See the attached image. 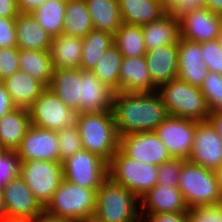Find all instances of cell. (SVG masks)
Returning <instances> with one entry per match:
<instances>
[{
    "mask_svg": "<svg viewBox=\"0 0 222 222\" xmlns=\"http://www.w3.org/2000/svg\"><path fill=\"white\" fill-rule=\"evenodd\" d=\"M111 111L119 137L154 131L168 116L158 91L115 92Z\"/></svg>",
    "mask_w": 222,
    "mask_h": 222,
    "instance_id": "cell-1",
    "label": "cell"
},
{
    "mask_svg": "<svg viewBox=\"0 0 222 222\" xmlns=\"http://www.w3.org/2000/svg\"><path fill=\"white\" fill-rule=\"evenodd\" d=\"M76 125L83 149L109 162L119 149V135L112 111L78 113Z\"/></svg>",
    "mask_w": 222,
    "mask_h": 222,
    "instance_id": "cell-2",
    "label": "cell"
},
{
    "mask_svg": "<svg viewBox=\"0 0 222 222\" xmlns=\"http://www.w3.org/2000/svg\"><path fill=\"white\" fill-rule=\"evenodd\" d=\"M158 90L168 115L198 122L207 121L210 112L200 87L176 78L161 85Z\"/></svg>",
    "mask_w": 222,
    "mask_h": 222,
    "instance_id": "cell-3",
    "label": "cell"
},
{
    "mask_svg": "<svg viewBox=\"0 0 222 222\" xmlns=\"http://www.w3.org/2000/svg\"><path fill=\"white\" fill-rule=\"evenodd\" d=\"M178 189L189 209L219 206L222 200L215 173L188 160L182 165Z\"/></svg>",
    "mask_w": 222,
    "mask_h": 222,
    "instance_id": "cell-4",
    "label": "cell"
},
{
    "mask_svg": "<svg viewBox=\"0 0 222 222\" xmlns=\"http://www.w3.org/2000/svg\"><path fill=\"white\" fill-rule=\"evenodd\" d=\"M138 197L109 177L97 189L95 214L104 222H141Z\"/></svg>",
    "mask_w": 222,
    "mask_h": 222,
    "instance_id": "cell-5",
    "label": "cell"
},
{
    "mask_svg": "<svg viewBox=\"0 0 222 222\" xmlns=\"http://www.w3.org/2000/svg\"><path fill=\"white\" fill-rule=\"evenodd\" d=\"M96 194L97 189L81 187L63 179L44 210L77 222L95 213Z\"/></svg>",
    "mask_w": 222,
    "mask_h": 222,
    "instance_id": "cell-6",
    "label": "cell"
},
{
    "mask_svg": "<svg viewBox=\"0 0 222 222\" xmlns=\"http://www.w3.org/2000/svg\"><path fill=\"white\" fill-rule=\"evenodd\" d=\"M158 166L136 161L120 149L108 162V177L133 192L138 198L157 184Z\"/></svg>",
    "mask_w": 222,
    "mask_h": 222,
    "instance_id": "cell-7",
    "label": "cell"
},
{
    "mask_svg": "<svg viewBox=\"0 0 222 222\" xmlns=\"http://www.w3.org/2000/svg\"><path fill=\"white\" fill-rule=\"evenodd\" d=\"M20 176L44 208L63 180V165L48 160L21 161Z\"/></svg>",
    "mask_w": 222,
    "mask_h": 222,
    "instance_id": "cell-8",
    "label": "cell"
},
{
    "mask_svg": "<svg viewBox=\"0 0 222 222\" xmlns=\"http://www.w3.org/2000/svg\"><path fill=\"white\" fill-rule=\"evenodd\" d=\"M27 109L31 124L40 128L58 131L77 123L78 112L67 107L49 88Z\"/></svg>",
    "mask_w": 222,
    "mask_h": 222,
    "instance_id": "cell-9",
    "label": "cell"
},
{
    "mask_svg": "<svg viewBox=\"0 0 222 222\" xmlns=\"http://www.w3.org/2000/svg\"><path fill=\"white\" fill-rule=\"evenodd\" d=\"M63 179L81 187L98 189L108 178V162L82 149L62 162Z\"/></svg>",
    "mask_w": 222,
    "mask_h": 222,
    "instance_id": "cell-10",
    "label": "cell"
},
{
    "mask_svg": "<svg viewBox=\"0 0 222 222\" xmlns=\"http://www.w3.org/2000/svg\"><path fill=\"white\" fill-rule=\"evenodd\" d=\"M119 149L128 157L159 166L173 159L154 131L138 132L119 137Z\"/></svg>",
    "mask_w": 222,
    "mask_h": 222,
    "instance_id": "cell-11",
    "label": "cell"
},
{
    "mask_svg": "<svg viewBox=\"0 0 222 222\" xmlns=\"http://www.w3.org/2000/svg\"><path fill=\"white\" fill-rule=\"evenodd\" d=\"M198 121L168 115L154 130L173 158L188 160Z\"/></svg>",
    "mask_w": 222,
    "mask_h": 222,
    "instance_id": "cell-12",
    "label": "cell"
},
{
    "mask_svg": "<svg viewBox=\"0 0 222 222\" xmlns=\"http://www.w3.org/2000/svg\"><path fill=\"white\" fill-rule=\"evenodd\" d=\"M188 161L213 172L222 167V139L208 121L196 124Z\"/></svg>",
    "mask_w": 222,
    "mask_h": 222,
    "instance_id": "cell-13",
    "label": "cell"
},
{
    "mask_svg": "<svg viewBox=\"0 0 222 222\" xmlns=\"http://www.w3.org/2000/svg\"><path fill=\"white\" fill-rule=\"evenodd\" d=\"M58 145L57 131L31 124L16 152L21 161L48 160L60 162Z\"/></svg>",
    "mask_w": 222,
    "mask_h": 222,
    "instance_id": "cell-14",
    "label": "cell"
},
{
    "mask_svg": "<svg viewBox=\"0 0 222 222\" xmlns=\"http://www.w3.org/2000/svg\"><path fill=\"white\" fill-rule=\"evenodd\" d=\"M180 37L192 42L217 40L222 29V15L206 7L190 11L179 19Z\"/></svg>",
    "mask_w": 222,
    "mask_h": 222,
    "instance_id": "cell-15",
    "label": "cell"
},
{
    "mask_svg": "<svg viewBox=\"0 0 222 222\" xmlns=\"http://www.w3.org/2000/svg\"><path fill=\"white\" fill-rule=\"evenodd\" d=\"M2 192L8 218L33 220L44 210L21 176L9 181Z\"/></svg>",
    "mask_w": 222,
    "mask_h": 222,
    "instance_id": "cell-16",
    "label": "cell"
},
{
    "mask_svg": "<svg viewBox=\"0 0 222 222\" xmlns=\"http://www.w3.org/2000/svg\"><path fill=\"white\" fill-rule=\"evenodd\" d=\"M177 57V78L190 85L200 87L209 72L202 60L201 43L188 41L180 37Z\"/></svg>",
    "mask_w": 222,
    "mask_h": 222,
    "instance_id": "cell-17",
    "label": "cell"
},
{
    "mask_svg": "<svg viewBox=\"0 0 222 222\" xmlns=\"http://www.w3.org/2000/svg\"><path fill=\"white\" fill-rule=\"evenodd\" d=\"M114 93L92 71L81 69L80 113L111 111Z\"/></svg>",
    "mask_w": 222,
    "mask_h": 222,
    "instance_id": "cell-18",
    "label": "cell"
},
{
    "mask_svg": "<svg viewBox=\"0 0 222 222\" xmlns=\"http://www.w3.org/2000/svg\"><path fill=\"white\" fill-rule=\"evenodd\" d=\"M178 44L160 46L146 50L145 61L152 83L159 88L161 85L177 78Z\"/></svg>",
    "mask_w": 222,
    "mask_h": 222,
    "instance_id": "cell-19",
    "label": "cell"
},
{
    "mask_svg": "<svg viewBox=\"0 0 222 222\" xmlns=\"http://www.w3.org/2000/svg\"><path fill=\"white\" fill-rule=\"evenodd\" d=\"M139 199L142 201L141 218L144 210H148L145 212L147 214L189 212L181 191L178 187H172L169 184H156Z\"/></svg>",
    "mask_w": 222,
    "mask_h": 222,
    "instance_id": "cell-20",
    "label": "cell"
},
{
    "mask_svg": "<svg viewBox=\"0 0 222 222\" xmlns=\"http://www.w3.org/2000/svg\"><path fill=\"white\" fill-rule=\"evenodd\" d=\"M145 56L123 57L119 71V92H153Z\"/></svg>",
    "mask_w": 222,
    "mask_h": 222,
    "instance_id": "cell-21",
    "label": "cell"
},
{
    "mask_svg": "<svg viewBox=\"0 0 222 222\" xmlns=\"http://www.w3.org/2000/svg\"><path fill=\"white\" fill-rule=\"evenodd\" d=\"M48 88L55 93L67 107L80 113L81 68L54 69Z\"/></svg>",
    "mask_w": 222,
    "mask_h": 222,
    "instance_id": "cell-22",
    "label": "cell"
},
{
    "mask_svg": "<svg viewBox=\"0 0 222 222\" xmlns=\"http://www.w3.org/2000/svg\"><path fill=\"white\" fill-rule=\"evenodd\" d=\"M16 38L19 49L49 50L52 36L40 26L31 14H19L15 18Z\"/></svg>",
    "mask_w": 222,
    "mask_h": 222,
    "instance_id": "cell-23",
    "label": "cell"
},
{
    "mask_svg": "<svg viewBox=\"0 0 222 222\" xmlns=\"http://www.w3.org/2000/svg\"><path fill=\"white\" fill-rule=\"evenodd\" d=\"M83 39L61 34L52 38L49 54L54 69L80 68Z\"/></svg>",
    "mask_w": 222,
    "mask_h": 222,
    "instance_id": "cell-24",
    "label": "cell"
},
{
    "mask_svg": "<svg viewBox=\"0 0 222 222\" xmlns=\"http://www.w3.org/2000/svg\"><path fill=\"white\" fill-rule=\"evenodd\" d=\"M146 50L160 46L178 44L180 39V21L169 12L160 19L141 26Z\"/></svg>",
    "mask_w": 222,
    "mask_h": 222,
    "instance_id": "cell-25",
    "label": "cell"
},
{
    "mask_svg": "<svg viewBox=\"0 0 222 222\" xmlns=\"http://www.w3.org/2000/svg\"><path fill=\"white\" fill-rule=\"evenodd\" d=\"M31 126L27 108L16 107L0 119V145L3 150H17Z\"/></svg>",
    "mask_w": 222,
    "mask_h": 222,
    "instance_id": "cell-26",
    "label": "cell"
},
{
    "mask_svg": "<svg viewBox=\"0 0 222 222\" xmlns=\"http://www.w3.org/2000/svg\"><path fill=\"white\" fill-rule=\"evenodd\" d=\"M16 107L29 108L46 87L25 72H15L2 81Z\"/></svg>",
    "mask_w": 222,
    "mask_h": 222,
    "instance_id": "cell-27",
    "label": "cell"
},
{
    "mask_svg": "<svg viewBox=\"0 0 222 222\" xmlns=\"http://www.w3.org/2000/svg\"><path fill=\"white\" fill-rule=\"evenodd\" d=\"M122 21L127 24L145 25L167 13L161 0H118Z\"/></svg>",
    "mask_w": 222,
    "mask_h": 222,
    "instance_id": "cell-28",
    "label": "cell"
},
{
    "mask_svg": "<svg viewBox=\"0 0 222 222\" xmlns=\"http://www.w3.org/2000/svg\"><path fill=\"white\" fill-rule=\"evenodd\" d=\"M19 69L39 80L48 88L54 73L49 50L19 49Z\"/></svg>",
    "mask_w": 222,
    "mask_h": 222,
    "instance_id": "cell-29",
    "label": "cell"
},
{
    "mask_svg": "<svg viewBox=\"0 0 222 222\" xmlns=\"http://www.w3.org/2000/svg\"><path fill=\"white\" fill-rule=\"evenodd\" d=\"M93 29L106 31L114 35L123 21L118 7V0H85Z\"/></svg>",
    "mask_w": 222,
    "mask_h": 222,
    "instance_id": "cell-30",
    "label": "cell"
},
{
    "mask_svg": "<svg viewBox=\"0 0 222 222\" xmlns=\"http://www.w3.org/2000/svg\"><path fill=\"white\" fill-rule=\"evenodd\" d=\"M92 29L85 0H67L62 34L84 38Z\"/></svg>",
    "mask_w": 222,
    "mask_h": 222,
    "instance_id": "cell-31",
    "label": "cell"
},
{
    "mask_svg": "<svg viewBox=\"0 0 222 222\" xmlns=\"http://www.w3.org/2000/svg\"><path fill=\"white\" fill-rule=\"evenodd\" d=\"M83 39L80 68L92 70L104 52L114 45V35L106 31L92 29Z\"/></svg>",
    "mask_w": 222,
    "mask_h": 222,
    "instance_id": "cell-32",
    "label": "cell"
},
{
    "mask_svg": "<svg viewBox=\"0 0 222 222\" xmlns=\"http://www.w3.org/2000/svg\"><path fill=\"white\" fill-rule=\"evenodd\" d=\"M114 45L123 57L145 56L146 46L141 26L123 22L114 34Z\"/></svg>",
    "mask_w": 222,
    "mask_h": 222,
    "instance_id": "cell-33",
    "label": "cell"
},
{
    "mask_svg": "<svg viewBox=\"0 0 222 222\" xmlns=\"http://www.w3.org/2000/svg\"><path fill=\"white\" fill-rule=\"evenodd\" d=\"M67 0H47L32 15L52 37L63 31Z\"/></svg>",
    "mask_w": 222,
    "mask_h": 222,
    "instance_id": "cell-34",
    "label": "cell"
},
{
    "mask_svg": "<svg viewBox=\"0 0 222 222\" xmlns=\"http://www.w3.org/2000/svg\"><path fill=\"white\" fill-rule=\"evenodd\" d=\"M123 56L115 45L107 49L91 70L93 74L115 92H119V71Z\"/></svg>",
    "mask_w": 222,
    "mask_h": 222,
    "instance_id": "cell-35",
    "label": "cell"
},
{
    "mask_svg": "<svg viewBox=\"0 0 222 222\" xmlns=\"http://www.w3.org/2000/svg\"><path fill=\"white\" fill-rule=\"evenodd\" d=\"M200 90L203 93L209 112L222 111V75L208 72Z\"/></svg>",
    "mask_w": 222,
    "mask_h": 222,
    "instance_id": "cell-36",
    "label": "cell"
},
{
    "mask_svg": "<svg viewBox=\"0 0 222 222\" xmlns=\"http://www.w3.org/2000/svg\"><path fill=\"white\" fill-rule=\"evenodd\" d=\"M57 137L61 163L83 149L77 125L58 130Z\"/></svg>",
    "mask_w": 222,
    "mask_h": 222,
    "instance_id": "cell-37",
    "label": "cell"
},
{
    "mask_svg": "<svg viewBox=\"0 0 222 222\" xmlns=\"http://www.w3.org/2000/svg\"><path fill=\"white\" fill-rule=\"evenodd\" d=\"M21 159L15 150H2L0 152V190L5 185L20 176Z\"/></svg>",
    "mask_w": 222,
    "mask_h": 222,
    "instance_id": "cell-38",
    "label": "cell"
},
{
    "mask_svg": "<svg viewBox=\"0 0 222 222\" xmlns=\"http://www.w3.org/2000/svg\"><path fill=\"white\" fill-rule=\"evenodd\" d=\"M186 159L173 158L158 166L157 184L178 187L182 165Z\"/></svg>",
    "mask_w": 222,
    "mask_h": 222,
    "instance_id": "cell-39",
    "label": "cell"
},
{
    "mask_svg": "<svg viewBox=\"0 0 222 222\" xmlns=\"http://www.w3.org/2000/svg\"><path fill=\"white\" fill-rule=\"evenodd\" d=\"M201 55L209 71L222 75V47L217 40L202 42Z\"/></svg>",
    "mask_w": 222,
    "mask_h": 222,
    "instance_id": "cell-40",
    "label": "cell"
},
{
    "mask_svg": "<svg viewBox=\"0 0 222 222\" xmlns=\"http://www.w3.org/2000/svg\"><path fill=\"white\" fill-rule=\"evenodd\" d=\"M19 69V48H0V81L11 76Z\"/></svg>",
    "mask_w": 222,
    "mask_h": 222,
    "instance_id": "cell-41",
    "label": "cell"
},
{
    "mask_svg": "<svg viewBox=\"0 0 222 222\" xmlns=\"http://www.w3.org/2000/svg\"><path fill=\"white\" fill-rule=\"evenodd\" d=\"M15 18L0 17V48L16 47Z\"/></svg>",
    "mask_w": 222,
    "mask_h": 222,
    "instance_id": "cell-42",
    "label": "cell"
},
{
    "mask_svg": "<svg viewBox=\"0 0 222 222\" xmlns=\"http://www.w3.org/2000/svg\"><path fill=\"white\" fill-rule=\"evenodd\" d=\"M199 222H222V210L219 206H205L189 209Z\"/></svg>",
    "mask_w": 222,
    "mask_h": 222,
    "instance_id": "cell-43",
    "label": "cell"
},
{
    "mask_svg": "<svg viewBox=\"0 0 222 222\" xmlns=\"http://www.w3.org/2000/svg\"><path fill=\"white\" fill-rule=\"evenodd\" d=\"M205 7V0H179L168 12L176 19H180L190 11Z\"/></svg>",
    "mask_w": 222,
    "mask_h": 222,
    "instance_id": "cell-44",
    "label": "cell"
},
{
    "mask_svg": "<svg viewBox=\"0 0 222 222\" xmlns=\"http://www.w3.org/2000/svg\"><path fill=\"white\" fill-rule=\"evenodd\" d=\"M148 215L146 216L149 217V222H186L187 212H165Z\"/></svg>",
    "mask_w": 222,
    "mask_h": 222,
    "instance_id": "cell-45",
    "label": "cell"
},
{
    "mask_svg": "<svg viewBox=\"0 0 222 222\" xmlns=\"http://www.w3.org/2000/svg\"><path fill=\"white\" fill-rule=\"evenodd\" d=\"M15 108L16 105L13 103L5 84L0 81V119Z\"/></svg>",
    "mask_w": 222,
    "mask_h": 222,
    "instance_id": "cell-46",
    "label": "cell"
},
{
    "mask_svg": "<svg viewBox=\"0 0 222 222\" xmlns=\"http://www.w3.org/2000/svg\"><path fill=\"white\" fill-rule=\"evenodd\" d=\"M19 14L16 0H0V17L16 18Z\"/></svg>",
    "mask_w": 222,
    "mask_h": 222,
    "instance_id": "cell-47",
    "label": "cell"
},
{
    "mask_svg": "<svg viewBox=\"0 0 222 222\" xmlns=\"http://www.w3.org/2000/svg\"><path fill=\"white\" fill-rule=\"evenodd\" d=\"M21 14H31L47 0H16Z\"/></svg>",
    "mask_w": 222,
    "mask_h": 222,
    "instance_id": "cell-48",
    "label": "cell"
},
{
    "mask_svg": "<svg viewBox=\"0 0 222 222\" xmlns=\"http://www.w3.org/2000/svg\"><path fill=\"white\" fill-rule=\"evenodd\" d=\"M207 121L211 124V126L216 130L217 134L222 139V111L211 112Z\"/></svg>",
    "mask_w": 222,
    "mask_h": 222,
    "instance_id": "cell-49",
    "label": "cell"
},
{
    "mask_svg": "<svg viewBox=\"0 0 222 222\" xmlns=\"http://www.w3.org/2000/svg\"><path fill=\"white\" fill-rule=\"evenodd\" d=\"M32 222H73L59 216L52 215L47 211L43 210L38 216H36Z\"/></svg>",
    "mask_w": 222,
    "mask_h": 222,
    "instance_id": "cell-50",
    "label": "cell"
},
{
    "mask_svg": "<svg viewBox=\"0 0 222 222\" xmlns=\"http://www.w3.org/2000/svg\"><path fill=\"white\" fill-rule=\"evenodd\" d=\"M205 7L218 15H222V0H205Z\"/></svg>",
    "mask_w": 222,
    "mask_h": 222,
    "instance_id": "cell-51",
    "label": "cell"
},
{
    "mask_svg": "<svg viewBox=\"0 0 222 222\" xmlns=\"http://www.w3.org/2000/svg\"><path fill=\"white\" fill-rule=\"evenodd\" d=\"M5 218H8V215L3 198V192L0 190V222H2Z\"/></svg>",
    "mask_w": 222,
    "mask_h": 222,
    "instance_id": "cell-52",
    "label": "cell"
},
{
    "mask_svg": "<svg viewBox=\"0 0 222 222\" xmlns=\"http://www.w3.org/2000/svg\"><path fill=\"white\" fill-rule=\"evenodd\" d=\"M77 222H104L100 217H98L95 213L92 215H88Z\"/></svg>",
    "mask_w": 222,
    "mask_h": 222,
    "instance_id": "cell-53",
    "label": "cell"
},
{
    "mask_svg": "<svg viewBox=\"0 0 222 222\" xmlns=\"http://www.w3.org/2000/svg\"><path fill=\"white\" fill-rule=\"evenodd\" d=\"M216 179H217V183H218V187H219V192L222 196V167H220L217 171L214 172Z\"/></svg>",
    "mask_w": 222,
    "mask_h": 222,
    "instance_id": "cell-54",
    "label": "cell"
},
{
    "mask_svg": "<svg viewBox=\"0 0 222 222\" xmlns=\"http://www.w3.org/2000/svg\"><path fill=\"white\" fill-rule=\"evenodd\" d=\"M179 0H161L163 7L168 12Z\"/></svg>",
    "mask_w": 222,
    "mask_h": 222,
    "instance_id": "cell-55",
    "label": "cell"
},
{
    "mask_svg": "<svg viewBox=\"0 0 222 222\" xmlns=\"http://www.w3.org/2000/svg\"><path fill=\"white\" fill-rule=\"evenodd\" d=\"M2 222H32V220L21 218H5Z\"/></svg>",
    "mask_w": 222,
    "mask_h": 222,
    "instance_id": "cell-56",
    "label": "cell"
},
{
    "mask_svg": "<svg viewBox=\"0 0 222 222\" xmlns=\"http://www.w3.org/2000/svg\"><path fill=\"white\" fill-rule=\"evenodd\" d=\"M186 222H199L190 212H187Z\"/></svg>",
    "mask_w": 222,
    "mask_h": 222,
    "instance_id": "cell-57",
    "label": "cell"
},
{
    "mask_svg": "<svg viewBox=\"0 0 222 222\" xmlns=\"http://www.w3.org/2000/svg\"><path fill=\"white\" fill-rule=\"evenodd\" d=\"M217 41H218V43L221 45V47H222V29H221V31H220V35L218 36V38H217Z\"/></svg>",
    "mask_w": 222,
    "mask_h": 222,
    "instance_id": "cell-58",
    "label": "cell"
},
{
    "mask_svg": "<svg viewBox=\"0 0 222 222\" xmlns=\"http://www.w3.org/2000/svg\"><path fill=\"white\" fill-rule=\"evenodd\" d=\"M219 207H220L221 210H222V200H221V202H220V204H219Z\"/></svg>",
    "mask_w": 222,
    "mask_h": 222,
    "instance_id": "cell-59",
    "label": "cell"
}]
</instances>
